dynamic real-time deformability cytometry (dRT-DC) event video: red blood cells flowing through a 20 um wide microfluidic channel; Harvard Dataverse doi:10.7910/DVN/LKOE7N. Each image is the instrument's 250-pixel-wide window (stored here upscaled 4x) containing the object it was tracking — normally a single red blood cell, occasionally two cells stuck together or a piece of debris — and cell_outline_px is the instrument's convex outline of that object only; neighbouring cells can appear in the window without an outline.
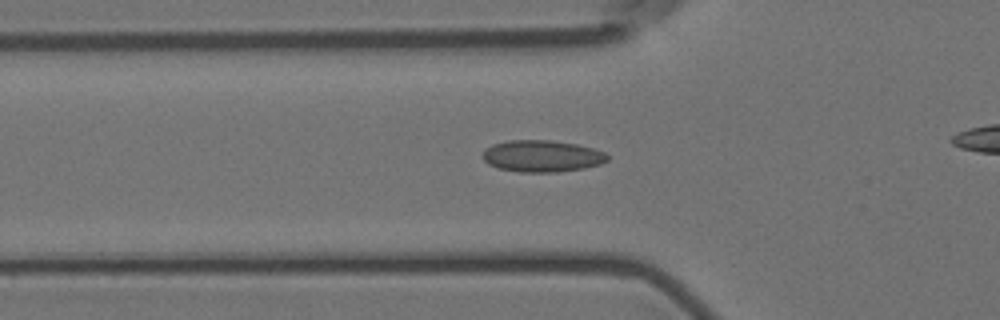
{"species": "Egyptian fruit bat (a non-hibernating species)", "species_latin": "Rousettus aegyptiacus", "temperature_condition": "room temperature", "stored_images_in_passage": 31, "camera_frame_rate_fps": 3000, "um_per_image_px": 0.085, "animal": {"sex": "female"}, "frame": {"image": 1, "passage_image": 6, "time_ms": 1.667, "image_size_px": [1000, 320], "cell_outline_px": [[608, 160], [600, 164], [584, 168], [556, 172], [520, 172], [496, 168], [488, 164], [480, 156], [492, 144], [508, 140], [552, 140], [576, 144], [592, 148], [604, 152], [608, 156]], "centroid_in_image_um": [46.04, 13.27], "position_along_channel_um": 79.8, "area_um2": 23.12}}
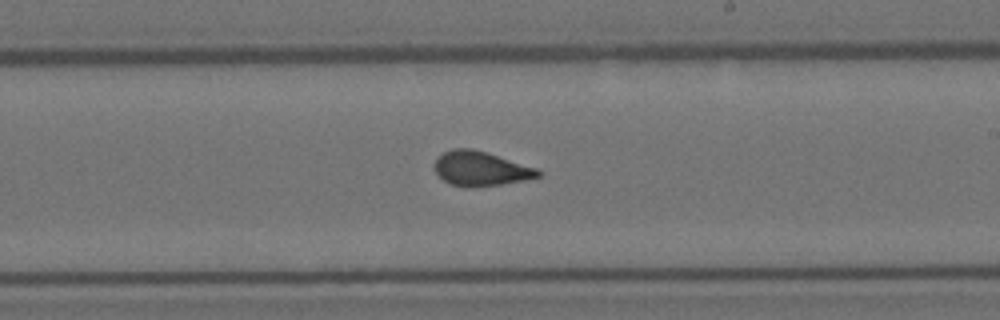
{"frame": {"image": 2, "passage_image": 20, "time_ms": 6.333, "image_size_px": [1000, 320], "cell_outline_px": [[544, 172], [540, 176], [524, 180], [500, 184], [448, 184], [436, 172], [432, 164], [436, 156], [452, 148], [472, 148], [488, 152], [536, 168]], "centroid_in_image_um": [40.84, 14.27], "position_along_channel_um": 248.2, "area_um2": 20.35}}
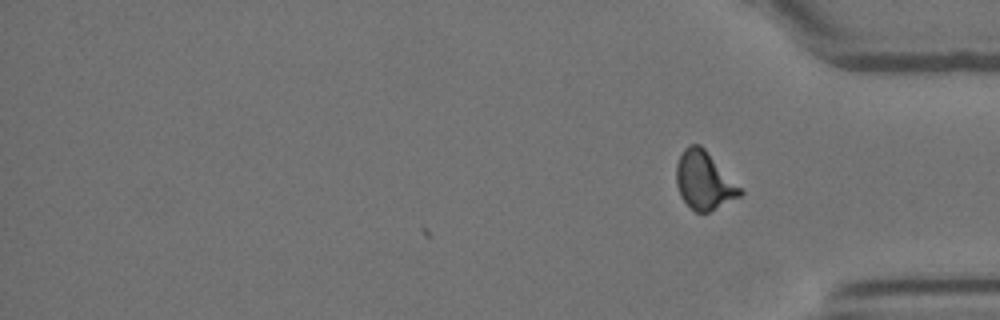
{"frame": {"image": 3, "passage_image": 31, "time_ms": 10.0, "image_size_px": [1000, 320], "cell_outline_px": [[744, 192], [740, 196], [708, 212], [696, 212], [680, 196], [676, 184], [676, 164], [684, 148], [688, 144], [700, 144], [704, 148]], "centroid_in_image_um": [59.81, 15.33], "position_along_channel_um": 375.4, "area_um2": 21.15}, "authors_computed_cell_mechanics": {"area_um2": 21.0392, "velocity_mm_per_s": 3.5919, "shape_relaxation_time_tau1_ms": null, "shape_relaxation_time_tau2_ms": 0.9193, "deformation_change_tau1": null, "deformation_change_tau2": 0.0564}}